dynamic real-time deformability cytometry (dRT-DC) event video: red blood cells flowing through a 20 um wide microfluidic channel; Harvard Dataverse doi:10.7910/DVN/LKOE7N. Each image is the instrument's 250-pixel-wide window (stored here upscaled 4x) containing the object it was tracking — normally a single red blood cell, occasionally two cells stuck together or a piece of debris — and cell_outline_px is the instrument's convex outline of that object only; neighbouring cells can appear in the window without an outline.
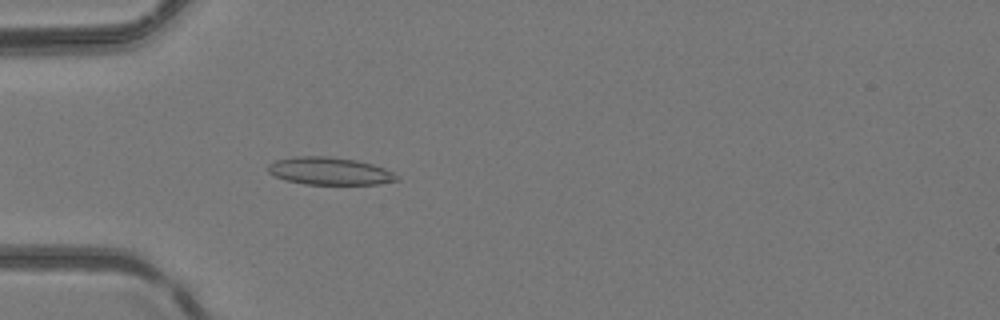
{"species": "common noctule bat (a hibernating species)", "species_latin": "Nyctalus noctula", "temperature_condition": "room temperature", "stored_images_in_passage": 49, "camera_frame_rate_fps": 3000, "um_per_image_px": 0.085, "animal": {"sex": "female", "body_mass_g": 24.6, "forearm_length_mm": 56.2}, "frame": {"image": 1, "passage_image": 15, "time_ms": 4.667, "image_size_px": [1000, 320], "cell_outline_px": [[400, 180], [376, 184], [304, 184], [284, 180], [272, 176], [268, 172], [268, 164], [276, 160], [296, 156], [328, 156], [356, 160], [372, 164], [384, 168], [400, 176]], "centroid_in_image_um": [28.0, 14.54], "position_along_channel_um": 57.0, "area_um2": 20.81}}
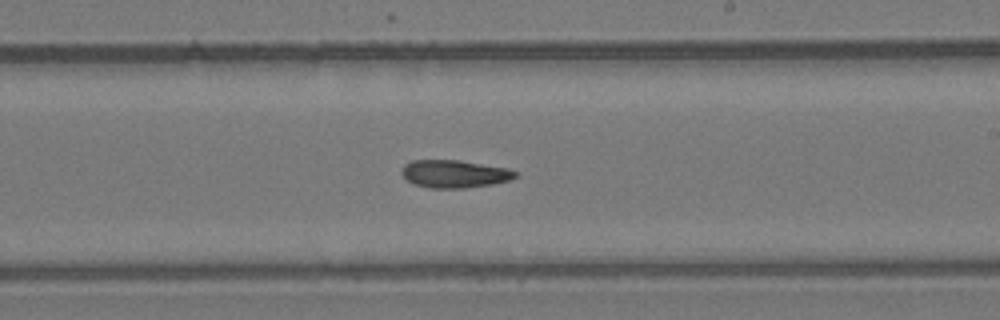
{"frame": {"image": 2, "passage_image": 29, "time_ms": 9.333, "image_size_px": [1000, 320], "cell_outline_px": [[520, 176], [508, 180], [492, 184], [464, 188], [428, 188], [412, 184], [400, 172], [404, 164], [412, 160], [460, 160], [508, 168], [520, 172]], "centroid_in_image_um": [38.65, 14.77], "position_along_channel_um": 250.4, "area_um2": 18.61}}
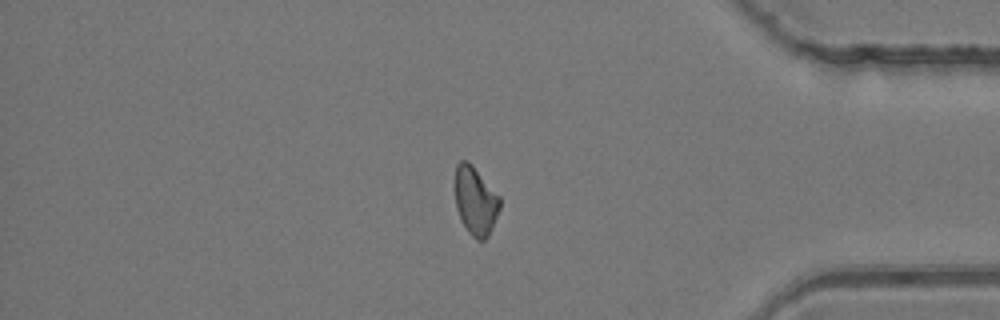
{"frame": {"image": 3, "passage_image": 41, "time_ms": 13.333, "image_size_px": [1000, 320], "cell_outline_px": [[500, 208], [488, 236], [484, 240], [476, 240], [468, 232], [460, 220], [456, 208], [456, 164], [460, 160], [468, 160], [472, 164], [500, 196]], "centroid_in_image_um": [40.42, 17.07], "position_along_channel_um": 394.8, "area_um2": 17.86}}